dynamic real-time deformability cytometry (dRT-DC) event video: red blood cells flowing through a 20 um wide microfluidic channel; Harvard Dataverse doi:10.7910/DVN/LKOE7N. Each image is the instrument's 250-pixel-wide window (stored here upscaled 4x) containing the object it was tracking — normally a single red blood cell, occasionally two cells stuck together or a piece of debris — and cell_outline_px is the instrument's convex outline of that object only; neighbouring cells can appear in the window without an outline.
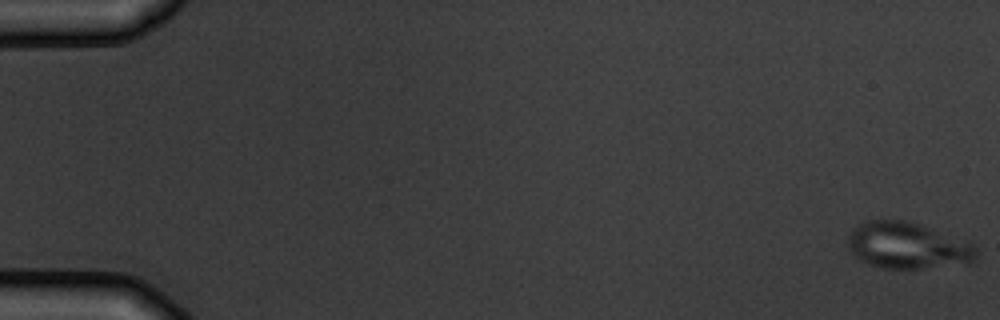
{"species": "common noctule bat (a hibernating species)", "species_latin": "Nyctalus noctula", "temperature_condition": "warm", "stored_images_in_passage": 6, "camera_frame_rate_fps": 3000, "um_per_image_px": 0.085, "animal": {"sex": "male", "body_mass_g": 19.5, "forearm_length_mm": 54.6}, "frame": {"image": 1, "passage_image": 1, "time_ms": 0.0, "image_size_px": [1000, 320], "cell_outline_px": [[976, 260], [968, 264], [920, 268], [884, 268], [868, 264], [860, 260], [848, 248], [848, 236], [852, 228], [868, 220], [904, 220], [920, 224], [972, 244], [976, 248]], "centroid_in_image_um": [77.12, 20.88], "position_along_channel_um": 7.9, "area_um2": 34.51}}